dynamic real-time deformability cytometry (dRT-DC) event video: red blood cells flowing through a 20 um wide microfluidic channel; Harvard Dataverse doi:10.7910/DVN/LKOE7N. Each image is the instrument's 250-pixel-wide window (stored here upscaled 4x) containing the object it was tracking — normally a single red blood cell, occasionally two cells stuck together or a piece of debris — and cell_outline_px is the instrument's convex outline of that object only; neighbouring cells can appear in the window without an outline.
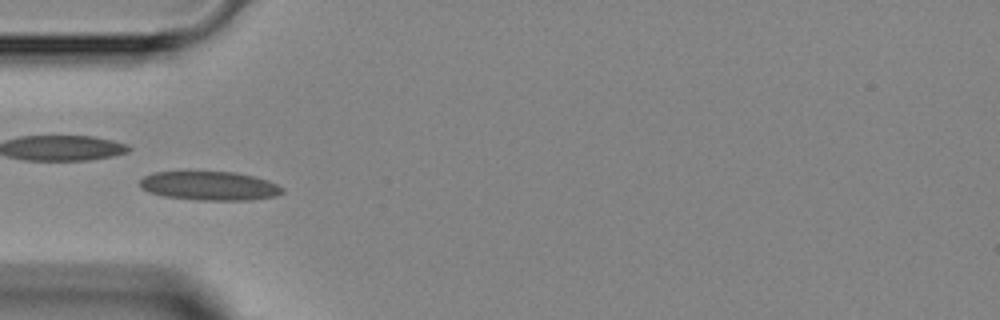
{"species": "Egyptian fruit bat (a non-hibernating species)", "species_latin": "Rousettus aegyptiacus", "temperature_condition": "room temperature", "stored_images_in_passage": 3, "camera_frame_rate_fps": 3000, "um_per_image_px": 0.085, "animal": {"sex": "female"}, "frame": {"image": 1, "passage_image": 3, "time_ms": 3.333, "image_size_px": [1000, 320], "cell_outline_px": [[284, 192], [276, 196], [252, 200], [200, 200], [164, 196], [148, 192], [140, 188], [140, 180], [144, 176], [152, 172], [236, 172], [256, 176], [268, 180], [284, 188]], "centroid_in_image_um": [17.83, 15.8], "position_along_channel_um": 67.2, "area_um2": 24.16}}